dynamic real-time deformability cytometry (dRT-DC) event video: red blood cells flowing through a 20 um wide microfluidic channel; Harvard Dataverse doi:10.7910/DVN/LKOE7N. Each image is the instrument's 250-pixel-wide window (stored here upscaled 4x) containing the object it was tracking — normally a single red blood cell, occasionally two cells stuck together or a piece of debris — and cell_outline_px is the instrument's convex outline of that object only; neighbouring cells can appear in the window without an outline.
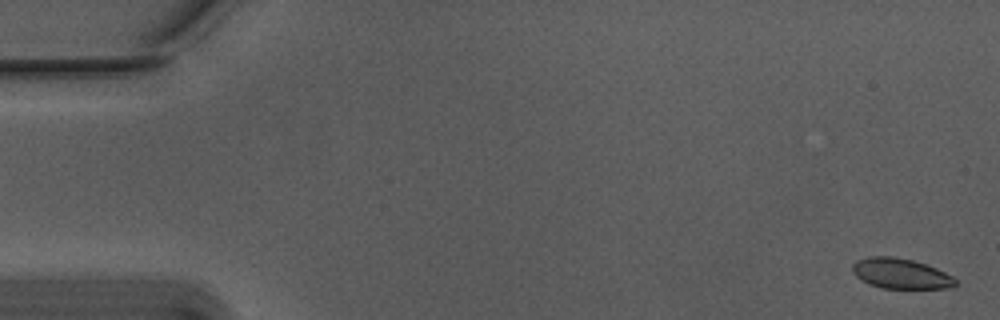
{"species": "Egyptian fruit bat (a non-hibernating species)", "species_latin": "Rousettus aegyptiacus", "temperature_condition": "warm", "stored_images_in_passage": 26, "camera_frame_rate_fps": 3000, "um_per_image_px": 0.085, "animal": {"sex": "male"}, "frame": {"image": 1, "passage_image": 2, "time_ms": 0.333, "image_size_px": [1000, 320], "cell_outline_px": [[960, 284], [952, 288], [884, 288], [868, 284], [856, 276], [852, 272], [852, 264], [856, 260], [868, 256], [892, 256], [912, 260], [936, 268], [952, 276]], "centroid_in_image_um": [76.55, 23.25], "position_along_channel_um": 8.4, "area_um2": 18.26}}
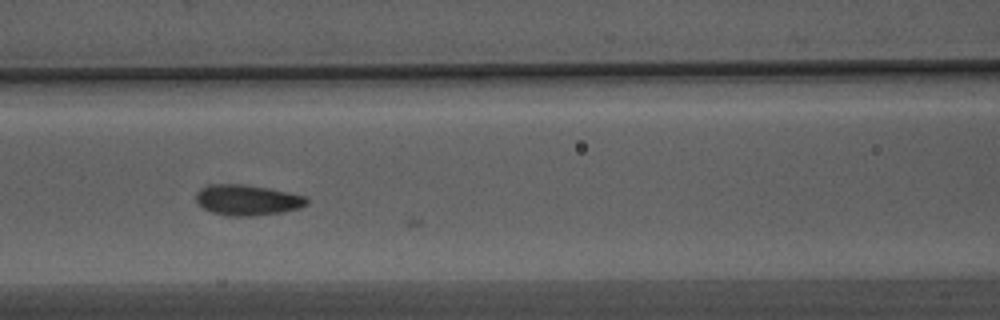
{"frame": {"image": 2, "passage_image": 25, "time_ms": 8.0, "image_size_px": [1000, 320], "cell_outline_px": [[308, 204], [300, 208], [280, 212], [256, 216], [224, 216], [212, 212], [204, 208], [196, 200], [196, 192], [200, 188], [208, 184], [244, 184], [268, 188], [308, 196]], "centroid_in_image_um": [21.03, 17.0], "position_along_channel_um": 145.6, "area_um2": 19.94}}